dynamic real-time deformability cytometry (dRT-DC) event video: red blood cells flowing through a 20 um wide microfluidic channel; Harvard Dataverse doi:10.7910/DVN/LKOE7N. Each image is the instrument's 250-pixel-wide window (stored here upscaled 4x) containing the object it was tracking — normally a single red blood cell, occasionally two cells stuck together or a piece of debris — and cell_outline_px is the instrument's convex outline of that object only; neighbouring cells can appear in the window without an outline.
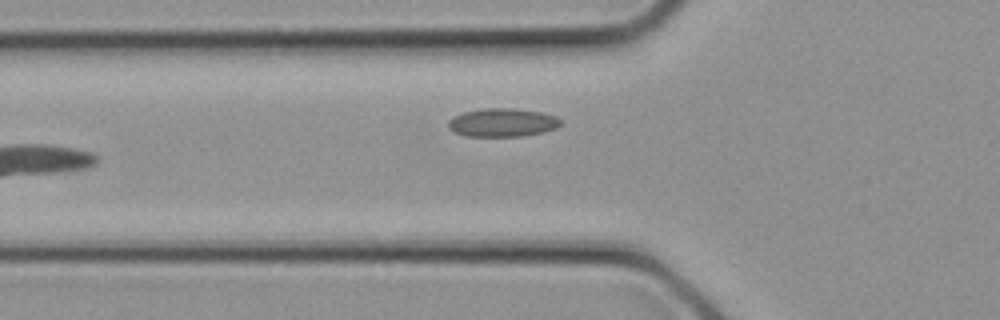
{"species": "common noctule bat (a hibernating species)", "species_latin": "Nyctalus noctula", "temperature_condition": "cold", "stored_images_in_passage": 6, "camera_frame_rate_fps": 3000, "um_per_image_px": 0.085, "animal": {"sex": "female", "body_mass_g": 21.9}, "frame": {"image": 1, "passage_image": 2, "time_ms": 0.333, "image_size_px": [1000, 320], "cell_outline_px": [[560, 124], [556, 128], [544, 132], [520, 136], [468, 136], [456, 132], [448, 128], [448, 120], [464, 112], [484, 108], [512, 108], [544, 112], [556, 116], [560, 120]], "centroid_in_image_um": [42.73, 10.41], "position_along_channel_um": 83.1, "area_um2": 18.5}}
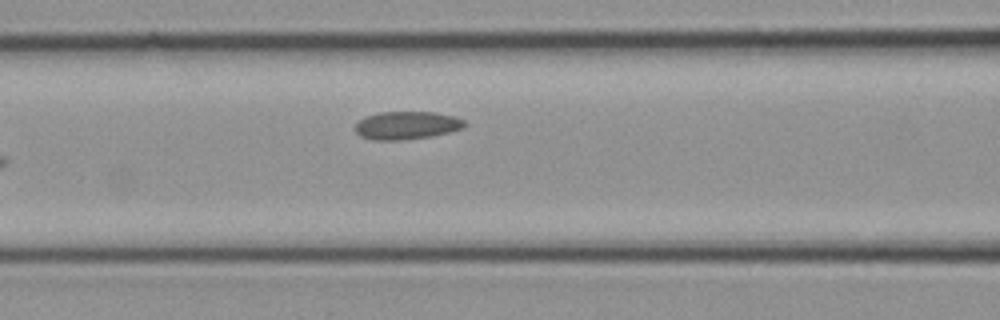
{"frame": {"image": 2, "passage_image": 4, "time_ms": 1.0, "image_size_px": [1000, 320], "cell_outline_px": [[468, 124], [464, 128], [432, 136], [400, 140], [372, 140], [360, 136], [352, 128], [364, 116], [380, 112], [432, 112], [456, 116], [464, 120]], "centroid_in_image_um": [34.56, 10.65], "position_along_channel_um": 132.0, "area_um2": 18.03}}
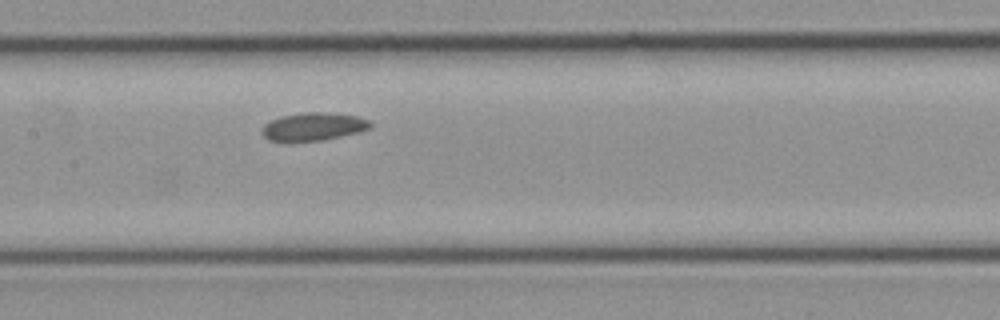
{"frame": {"image": 3, "passage_image": 6, "time_ms": 1.667, "image_size_px": [1000, 320], "cell_outline_px": [[372, 124], [368, 128], [356, 132], [324, 140], [268, 140], [260, 132], [260, 128], [264, 124], [280, 116], [300, 112], [324, 112], [356, 116], [368, 120]], "centroid_in_image_um": [26.58, 10.74], "position_along_channel_um": 180.8, "area_um2": 17.34}}